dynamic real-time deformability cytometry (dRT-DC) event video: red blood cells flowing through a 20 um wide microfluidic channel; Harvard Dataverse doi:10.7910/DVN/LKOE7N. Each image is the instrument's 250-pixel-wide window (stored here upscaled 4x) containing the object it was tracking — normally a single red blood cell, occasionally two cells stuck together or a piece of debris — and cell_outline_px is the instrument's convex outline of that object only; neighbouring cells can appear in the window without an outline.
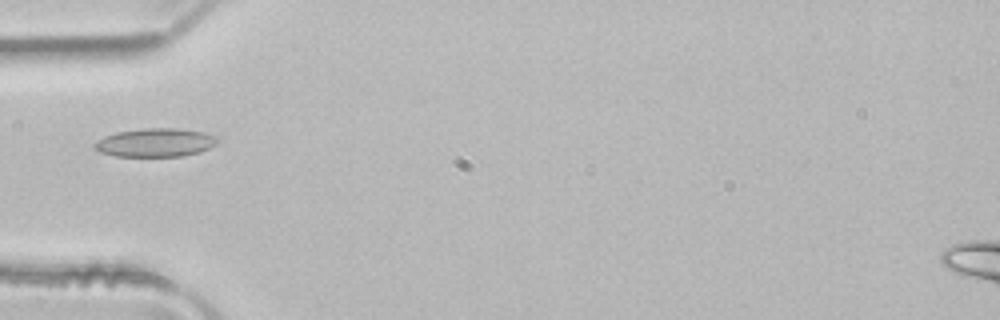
{"species": "common noctule bat (a hibernating species)", "species_latin": "Nyctalus noctula", "temperature_condition": "room temperature", "stored_images_in_passage": 12, "camera_frame_rate_fps": 3000, "um_per_image_px": 0.085, "animal": {"sex": "male", "body_mass_g": 21.5, "forearm_length_mm": 52.0}, "frame": {"image": 1, "passage_image": 1, "time_ms": 0.0, "image_size_px": [1000, 320], "cell_outline_px": [[220, 140], [216, 144], [200, 152], [184, 156], [116, 156], [100, 152], [92, 148], [92, 144], [104, 136], [116, 132], [144, 128], [180, 128], [204, 132], [220, 136]], "centroid_in_image_um": [13.23, 12.11], "position_along_channel_um": 71.8, "area_um2": 20.75}}
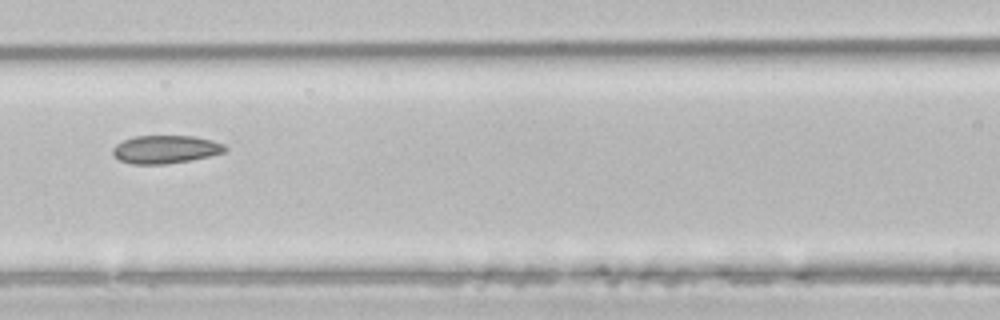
{"frame": {"image": 2, "passage_image": 7, "time_ms": 2.0, "image_size_px": [1000, 320], "cell_outline_px": [[228, 148], [224, 152], [212, 156], [164, 164], [132, 164], [120, 160], [112, 152], [112, 148], [116, 144], [124, 140], [136, 136], [196, 136], [212, 140], [224, 144]], "centroid_in_image_um": [14.1, 12.69], "position_along_channel_um": 152.5, "area_um2": 18.32}}
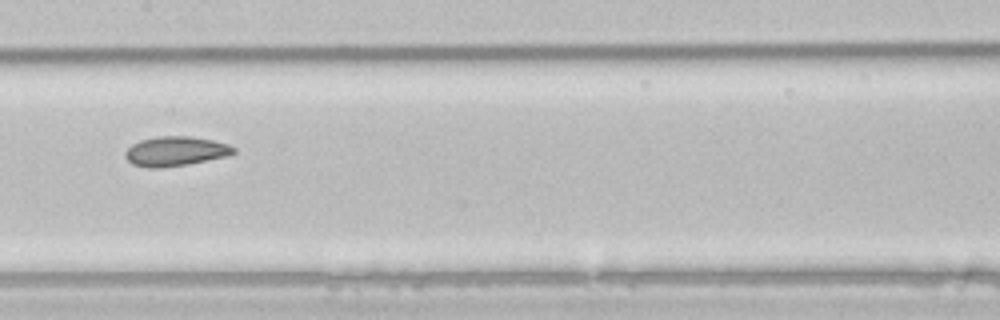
{"frame": {"image": 3, "passage_image": 10, "time_ms": 3.0, "image_size_px": [1000, 320], "cell_outline_px": [[236, 152], [228, 156], [188, 164], [160, 168], [148, 168], [132, 164], [124, 156], [124, 152], [132, 144], [140, 140], [160, 136], [192, 136], [212, 140], [228, 144], [236, 148]], "centroid_in_image_um": [14.92, 12.86], "position_along_channel_um": 192.5, "area_um2": 18.79}}